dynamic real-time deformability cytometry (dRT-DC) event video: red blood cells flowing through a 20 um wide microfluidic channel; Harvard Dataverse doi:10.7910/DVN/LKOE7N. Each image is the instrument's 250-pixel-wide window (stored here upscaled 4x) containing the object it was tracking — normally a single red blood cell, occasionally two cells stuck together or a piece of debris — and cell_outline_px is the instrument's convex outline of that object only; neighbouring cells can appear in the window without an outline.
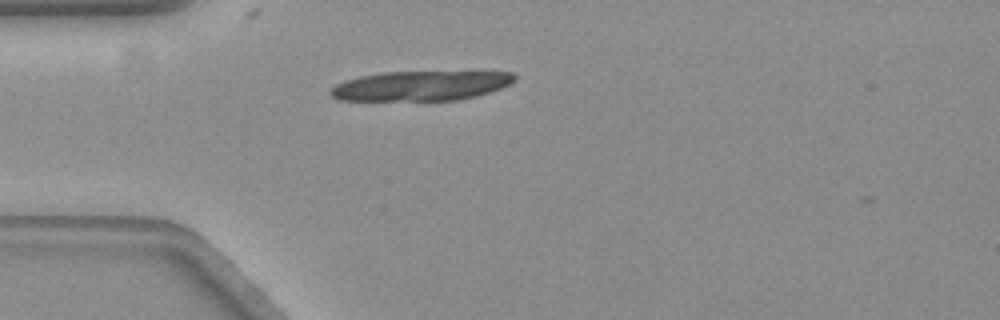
{"species": "common noctule bat (a hibernating species)", "species_latin": "Nyctalus noctula", "temperature_condition": "warm", "stored_images_in_passage": 3, "camera_frame_rate_fps": 3000, "um_per_image_px": 0.085, "animal": {"sex": "female", "body_mass_g": 19.3, "forearm_length_mm": 54.1}, "frame": {"image": 1, "passage_image": 2, "time_ms": 0.333, "image_size_px": [1000, 320], "cell_outline_px": [[516, 80], [500, 88], [476, 96], [460, 100], [336, 100], [328, 92], [328, 88], [344, 80], [360, 76], [380, 72], [512, 72], [516, 76]], "centroid_in_image_um": [35.7, 7.29], "position_along_channel_um": 49.3, "area_um2": 31.91}}